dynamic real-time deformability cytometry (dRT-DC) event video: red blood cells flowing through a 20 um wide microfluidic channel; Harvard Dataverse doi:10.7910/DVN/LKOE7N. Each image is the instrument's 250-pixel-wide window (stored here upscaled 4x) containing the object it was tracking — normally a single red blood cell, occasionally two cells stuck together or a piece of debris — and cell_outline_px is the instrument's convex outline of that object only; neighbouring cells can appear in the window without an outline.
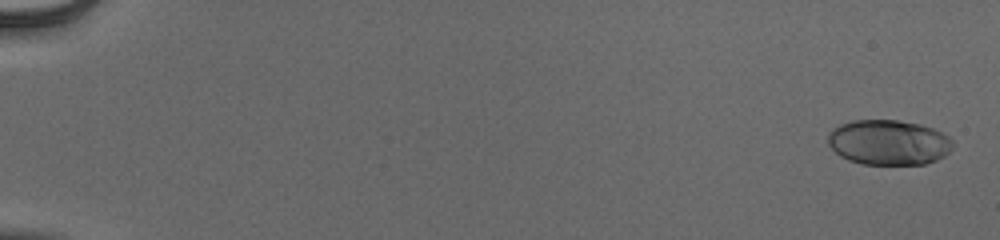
{"species": "human", "species_latin": "Homo sapiens", "temperature_condition": "cold", "stored_images_in_passage": 55, "camera_frame_rate_fps": 3000, "um_per_image_px": 0.085, "donor": {"sex": "male"}, "frame": {"image": 1, "passage_image": 2, "time_ms": 0.333, "image_size_px": [1000, 240], "cell_outline_px": [[952, 148], [944, 156], [936, 160], [924, 164], [864, 164], [848, 160], [840, 156], [828, 144], [828, 136], [832, 128], [840, 124], [852, 120], [896, 120], [920, 124], [932, 128], [948, 136], [952, 140]], "centroid_in_image_um": [75.51, 12.1], "position_along_channel_um": 9.5, "area_um2": 32.77}}
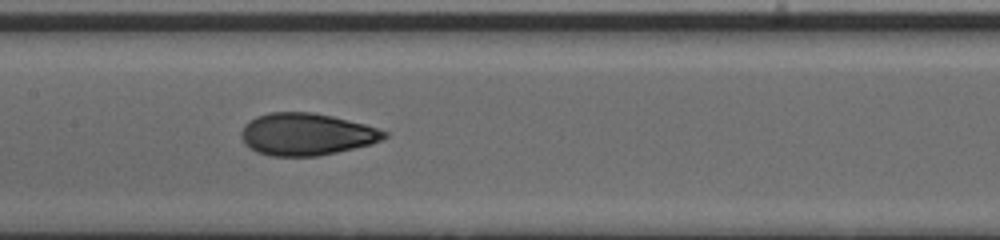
{"frame": {"image": 2, "passage_image": 30, "time_ms": 9.667, "image_size_px": [1000, 240], "cell_outline_px": [[388, 136], [372, 144], [336, 152], [316, 156], [272, 156], [256, 152], [244, 144], [240, 136], [240, 132], [244, 124], [256, 116], [268, 112], [312, 112], [332, 116], [364, 124], [388, 132]], "centroid_in_image_um": [26.0, 11.41], "position_along_channel_um": 181.4, "area_um2": 35.2}}
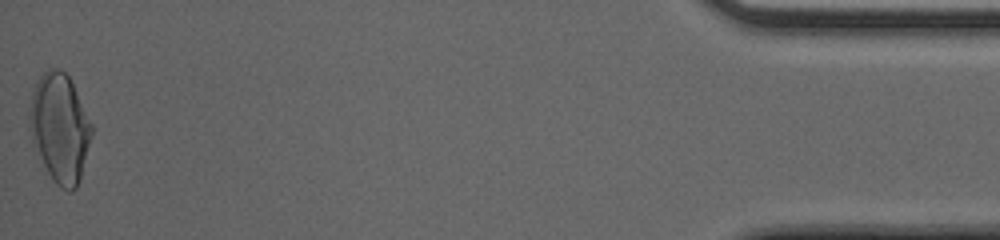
{"frame": {"image": 3, "passage_image": 55, "time_ms": 18.0, "image_size_px": [1000, 240], "cell_outline_px": [[92, 132], [80, 180], [76, 188], [72, 192], [68, 192], [60, 188], [52, 180], [32, 140], [28, 128], [28, 116], [32, 88], [36, 80], [48, 68], [56, 68], [64, 72], [68, 76], [92, 124]], "centroid_in_image_um": [5.05, 10.87], "position_along_channel_um": 430.1, "area_um2": 39.25}, "authors_computed_cell_mechanics": {"area_um2": 34.391, "velocity_mm_per_s": 3.9612, "shape_relaxation_time_tau1_ms": 4.2222, "shape_relaxation_time_tau2_ms": 1.1232, "deformation_change_tau1": 0.1777, "deformation_change_tau2": 0.0638}}